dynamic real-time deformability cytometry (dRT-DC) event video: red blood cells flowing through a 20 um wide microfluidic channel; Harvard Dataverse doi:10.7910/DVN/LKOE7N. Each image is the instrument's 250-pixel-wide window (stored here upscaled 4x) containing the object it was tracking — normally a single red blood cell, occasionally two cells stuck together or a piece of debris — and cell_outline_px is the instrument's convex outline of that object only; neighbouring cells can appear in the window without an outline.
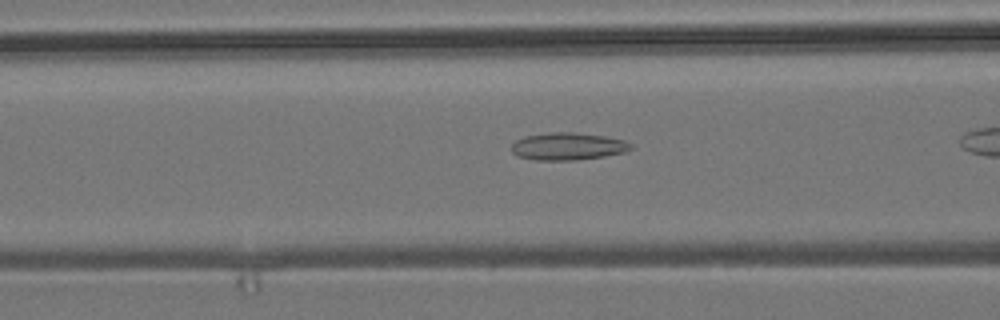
{"species": "common noctule bat (a hibernating species)", "species_latin": "Nyctalus noctula", "temperature_condition": "room temperature", "stored_images_in_passage": 23, "camera_frame_rate_fps": 3000, "um_per_image_px": 0.085, "animal": {"sex": "male", "body_mass_g": 19.2, "forearm_length_mm": 51.8}, "frame": {"image": 1, "passage_image": 13, "time_ms": 4.0, "image_size_px": [1000, 320], "cell_outline_px": [[632, 148], [624, 152], [604, 156], [576, 160], [536, 160], [516, 156], [512, 152], [512, 144], [516, 140], [524, 136], [548, 132], [576, 132], [608, 136], [624, 140], [632, 144]], "centroid_in_image_um": [48.26, 12.43], "position_along_channel_um": 118.3, "area_um2": 19.25}}
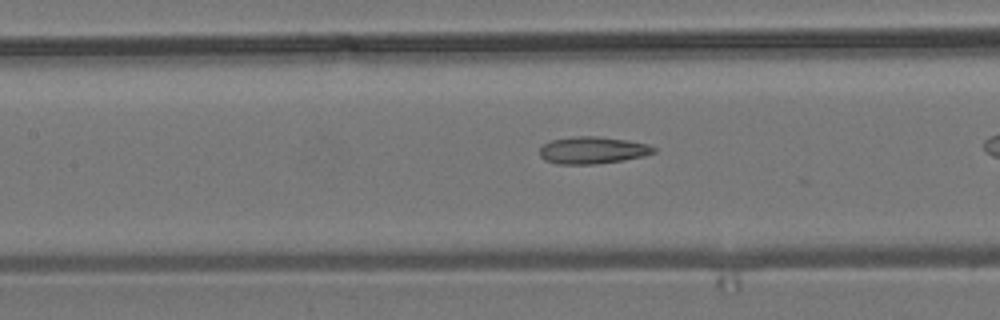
{"frame": {"image": 2, "passage_image": 16, "time_ms": 5.0, "image_size_px": [1000, 320], "cell_outline_px": [[656, 152], [644, 156], [624, 160], [596, 164], [556, 164], [544, 160], [540, 156], [540, 148], [544, 144], [552, 140], [572, 136], [596, 136], [628, 140], [648, 144], [656, 148]], "centroid_in_image_um": [50.38, 12.77], "position_along_channel_um": 157.0, "area_um2": 18.15}}
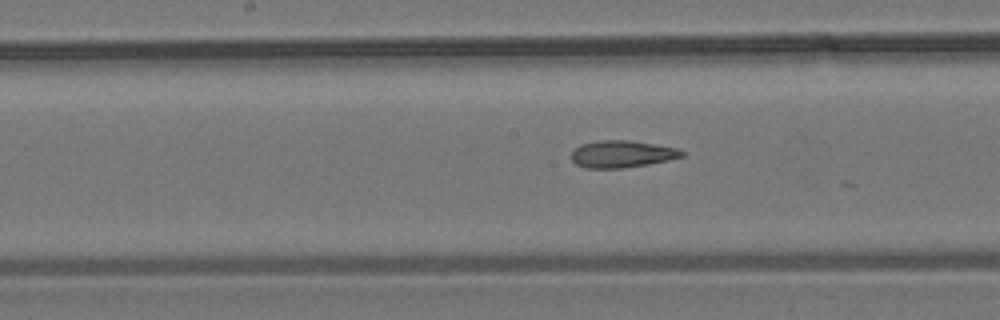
{"frame": {"image": 3, "passage_image": 19, "time_ms": 6.0, "image_size_px": [1000, 320], "cell_outline_px": [[684, 156], [668, 160], [648, 164], [624, 168], [584, 168], [576, 164], [572, 160], [572, 152], [580, 144], [600, 140], [628, 140], [680, 148], [684, 152]], "centroid_in_image_um": [52.88, 13.09], "position_along_channel_um": 195.3, "area_um2": 17.46}}